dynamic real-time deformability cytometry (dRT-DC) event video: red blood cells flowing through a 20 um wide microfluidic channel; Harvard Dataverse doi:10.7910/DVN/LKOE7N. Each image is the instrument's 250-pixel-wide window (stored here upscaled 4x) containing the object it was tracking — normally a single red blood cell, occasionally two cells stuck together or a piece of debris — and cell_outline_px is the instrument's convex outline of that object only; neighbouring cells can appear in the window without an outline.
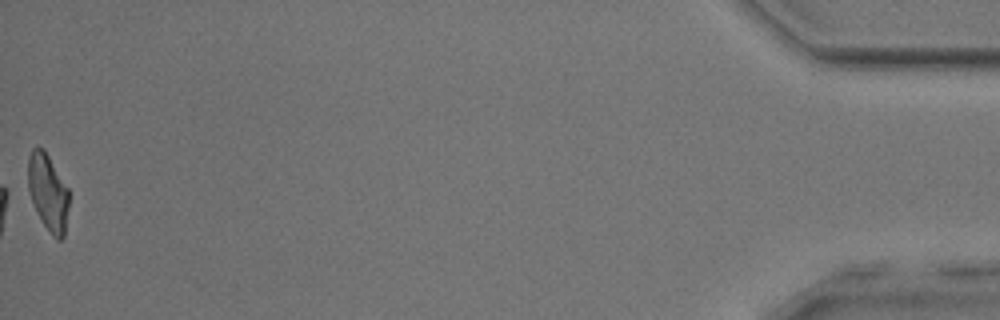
{"species": "common noctule bat (a hibernating species)", "species_latin": "Nyctalus noctula", "temperature_condition": "room temperature", "stored_images_in_passage": 52, "camera_frame_rate_fps": 3000, "um_per_image_px": 0.085, "animal": {"sex": "male", "body_mass_g": 17.9, "forearm_length_mm": 54.2}, "frame": {"image": 1, "passage_image": 52, "time_ms": 17.0, "image_size_px": [1000, 320], "cell_outline_px": [[68, 208], [64, 236], [60, 240], [56, 240], [52, 236], [44, 224], [32, 200], [28, 188], [28, 156], [32, 148], [44, 148], [68, 188]], "centroid_in_image_um": [4.08, 16.33], "position_along_channel_um": 431.1, "area_um2": 18.03}, "authors_computed_cell_mechanics": {"area_um2": 20.23, "velocity_mm_per_s": 3.9824, "shape_relaxation_time_tau1_ms": 4.1331, "shape_relaxation_time_tau2_ms": 3.6839, "deformation_change_tau1": 0.16, "deformation_change_tau2": 0.1331}}